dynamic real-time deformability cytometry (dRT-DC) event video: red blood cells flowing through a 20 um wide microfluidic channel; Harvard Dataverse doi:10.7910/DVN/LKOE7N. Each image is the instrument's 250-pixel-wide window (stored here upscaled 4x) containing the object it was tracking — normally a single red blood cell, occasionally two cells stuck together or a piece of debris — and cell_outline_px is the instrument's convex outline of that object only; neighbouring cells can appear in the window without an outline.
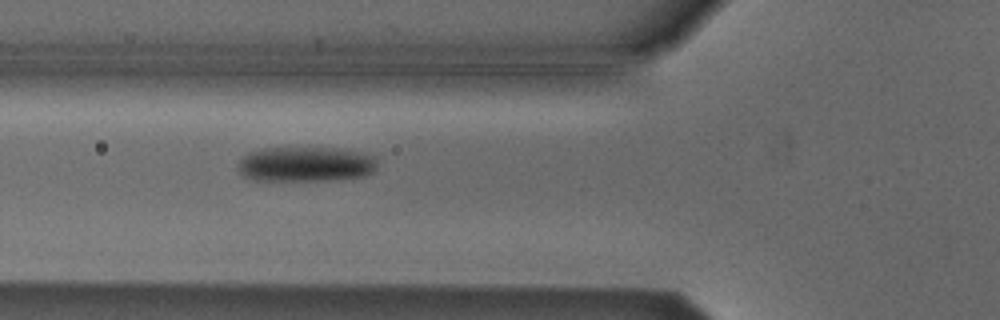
{"species": "Egyptian fruit bat (a non-hibernating species)", "species_latin": "Rousettus aegyptiacus", "temperature_condition": "cold", "stored_images_in_passage": 39, "camera_frame_rate_fps": 3000, "um_per_image_px": 0.085, "animal": {"sex": "male"}, "frame": {"image": 1, "passage_image": 5, "time_ms": 1.333, "image_size_px": [1000, 320], "cell_outline_px": [[376, 168], [372, 172], [364, 176], [332, 180], [252, 180], [244, 176], [240, 172], [240, 160], [248, 152], [264, 148], [336, 148], [360, 152], [376, 156]], "centroid_in_image_um": [26.01, 13.95], "position_along_channel_um": 99.8, "area_um2": 28.32}}
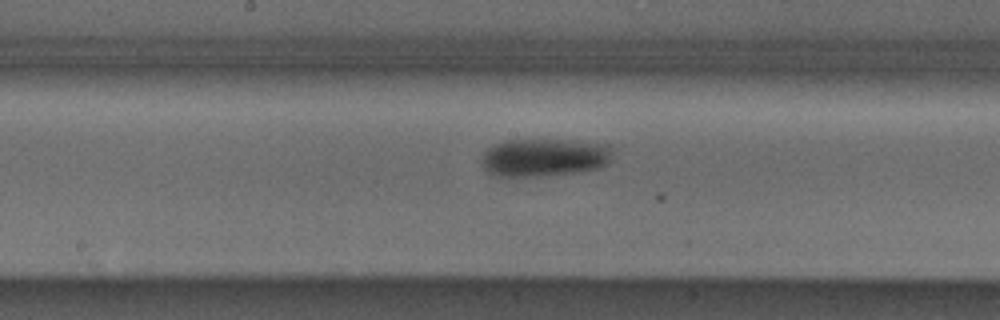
{"frame": {"image": 2, "passage_image": 13, "time_ms": 4.0, "image_size_px": [1000, 320], "cell_outline_px": [[612, 160], [608, 164], [600, 168], [576, 172], [524, 176], [500, 176], [488, 172], [480, 164], [480, 160], [484, 152], [488, 148], [504, 140], [568, 140], [608, 144]], "centroid_in_image_um": [46.25, 13.37], "position_along_channel_um": 202.0, "area_um2": 28.78}}
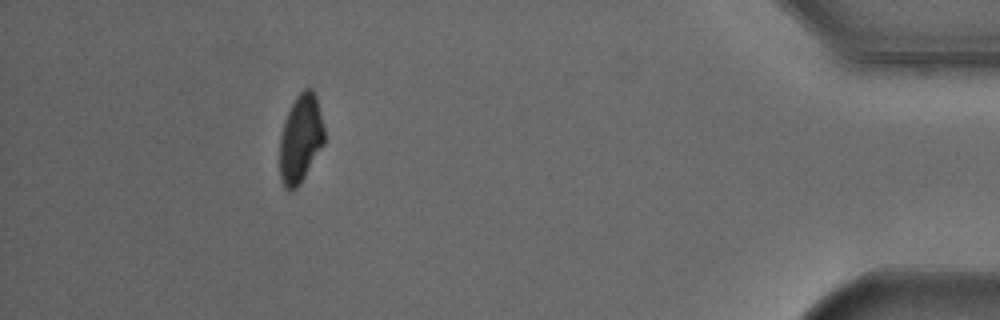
{"frame": {"image": 3, "passage_image": 34, "time_ms": 11.0, "image_size_px": [1000, 320], "cell_outline_px": [[324, 144], [300, 184], [296, 188], [288, 192], [284, 188], [280, 176], [280, 136], [284, 120], [296, 96], [304, 88], [312, 88], [316, 96], [324, 128]], "centroid_in_image_um": [25.54, 11.8], "position_along_channel_um": 409.7, "area_um2": 22.95}, "authors_computed_cell_mechanics": {"area_um2": 26.1834, "velocity_mm_per_s": 3.8239, "shape_relaxation_time_tau1_ms": 1.7764, "shape_relaxation_time_tau2_ms": null, "deformation_change_tau1": 0.0857, "deformation_change_tau2": null}}